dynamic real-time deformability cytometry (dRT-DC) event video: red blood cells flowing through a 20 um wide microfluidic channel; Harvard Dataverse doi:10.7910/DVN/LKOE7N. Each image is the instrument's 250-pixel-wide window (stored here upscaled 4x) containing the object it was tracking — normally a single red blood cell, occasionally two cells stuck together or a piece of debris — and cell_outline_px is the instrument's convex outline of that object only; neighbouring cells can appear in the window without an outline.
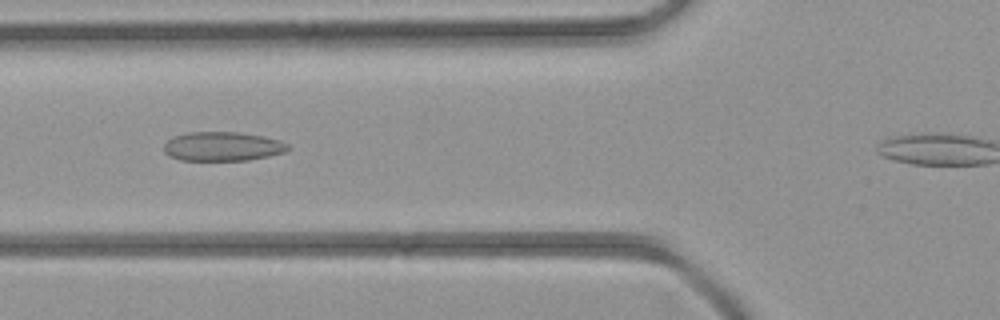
{"species": "common noctule bat (a hibernating species)", "species_latin": "Nyctalus noctula", "temperature_condition": "room temperature", "stored_images_in_passage": 29, "camera_frame_rate_fps": 3000, "um_per_image_px": 0.085, "animal": {"sex": "female", "body_mass_g": 21.9}, "frame": {"image": 1, "passage_image": 8, "time_ms": 2.333, "image_size_px": [1000, 320], "cell_outline_px": [[292, 148], [284, 152], [268, 156], [248, 160], [180, 160], [168, 156], [164, 152], [164, 144], [168, 140], [176, 136], [188, 132], [236, 132], [264, 136], [280, 140], [288, 144]], "centroid_in_image_um": [18.93, 12.45], "position_along_channel_um": 106.9, "area_um2": 21.1}}
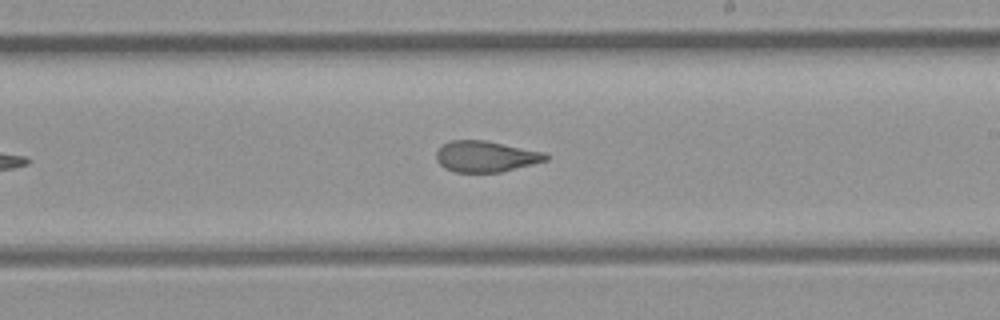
{"frame": {"image": 2, "passage_image": 17, "time_ms": 5.333, "image_size_px": [1000, 320], "cell_outline_px": [[548, 160], [500, 172], [456, 172], [444, 168], [436, 160], [436, 152], [448, 140], [484, 140], [544, 152], [548, 156]], "centroid_in_image_um": [41.26, 13.3], "position_along_channel_um": 247.7, "area_um2": 19.65}}
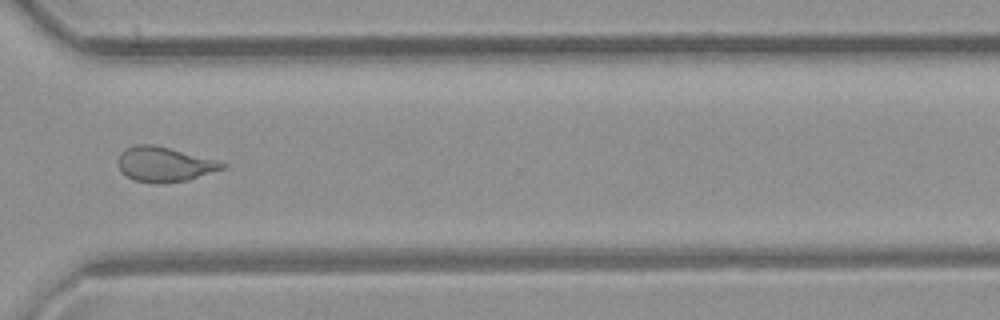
{"frame": {"image": 3, "passage_image": 24, "time_ms": 7.667, "image_size_px": [1000, 320], "cell_outline_px": [[228, 164], [224, 168], [188, 180], [132, 180], [120, 168], [116, 160], [120, 152], [124, 148], [136, 144], [152, 144], [216, 160]], "centroid_in_image_um": [13.94, 13.91], "position_along_channel_um": 356.7, "area_um2": 20.23}}